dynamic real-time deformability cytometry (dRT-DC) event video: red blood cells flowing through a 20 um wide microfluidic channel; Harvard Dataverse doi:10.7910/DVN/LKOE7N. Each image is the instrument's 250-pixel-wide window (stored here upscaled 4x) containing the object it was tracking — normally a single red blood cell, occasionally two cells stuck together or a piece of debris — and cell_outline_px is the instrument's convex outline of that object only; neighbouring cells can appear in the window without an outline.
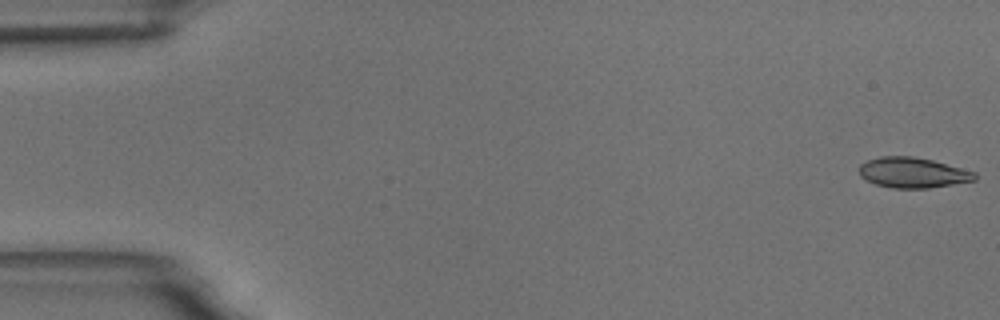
{"species": "common noctule bat (a hibernating species)", "species_latin": "Nyctalus noctula", "temperature_condition": "room temperature", "stored_images_in_passage": 6, "camera_frame_rate_fps": 3000, "um_per_image_px": 0.085, "animal": {"sex": "male", "body_mass_g": 18.8}, "frame": {"image": 1, "passage_image": 1, "time_ms": 0.0, "image_size_px": [1000, 320], "cell_outline_px": [[976, 180], [928, 188], [892, 188], [876, 184], [860, 176], [860, 164], [868, 160], [880, 156], [912, 156], [932, 160], [976, 172]], "centroid_in_image_um": [77.59, 14.67], "position_along_channel_um": 7.4, "area_um2": 20.29}}
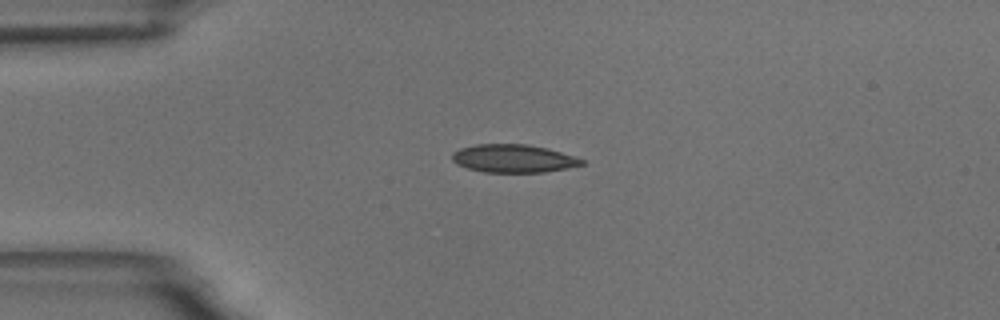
{"frame": {"image": 2, "passage_image": 4, "time_ms": 4.333, "image_size_px": [1000, 320], "cell_outline_px": [[584, 164], [544, 172], [484, 172], [468, 168], [456, 164], [452, 160], [452, 152], [460, 148], [476, 144], [528, 144], [560, 152], [584, 160]], "centroid_in_image_um": [43.57, 13.47], "position_along_channel_um": 41.4, "area_um2": 20.92}}
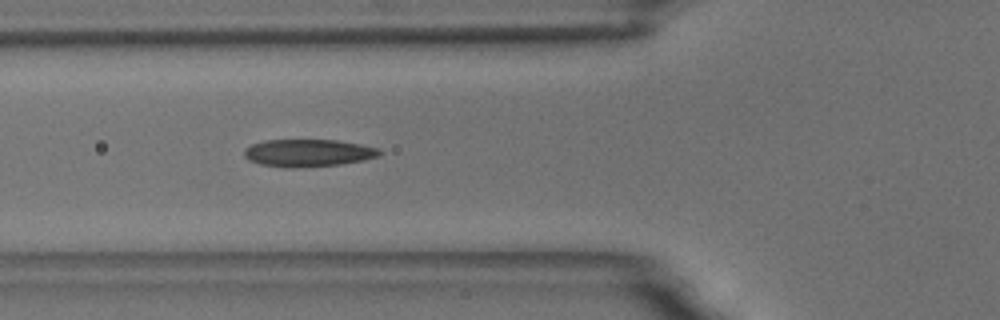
{"frame": {"image": 3, "passage_image": 6, "time_ms": 6.667, "image_size_px": [1000, 320], "cell_outline_px": [[384, 152], [380, 156], [364, 160], [340, 164], [292, 168], [288, 168], [260, 164], [248, 160], [244, 156], [244, 148], [252, 144], [264, 140], [336, 140], [360, 144], [380, 148]], "centroid_in_image_um": [26.21, 13.0], "position_along_channel_um": 99.6, "area_um2": 21.79}}